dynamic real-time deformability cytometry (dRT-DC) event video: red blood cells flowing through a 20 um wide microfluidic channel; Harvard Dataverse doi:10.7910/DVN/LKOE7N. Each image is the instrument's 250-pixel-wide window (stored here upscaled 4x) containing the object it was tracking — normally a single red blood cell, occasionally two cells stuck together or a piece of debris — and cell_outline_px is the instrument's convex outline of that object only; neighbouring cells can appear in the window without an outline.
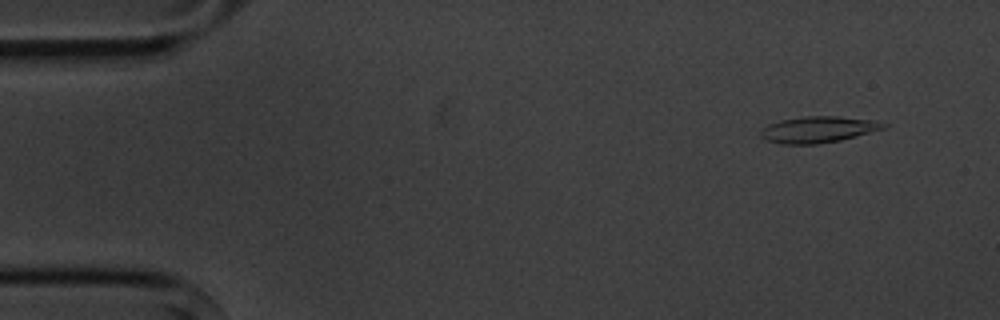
{"species": "common noctule bat (a hibernating species)", "species_latin": "Nyctalus noctula", "temperature_condition": "cold", "stored_images_in_passage": 5, "camera_frame_rate_fps": 3000, "um_per_image_px": 0.085, "animal": {"sex": "male", "body_mass_g": 20.1, "forearm_length_mm": 53.5}, "frame": {"image": 1, "passage_image": 1, "time_ms": 0.0, "image_size_px": [1000, 320], "cell_outline_px": [[888, 128], [840, 140], [816, 144], [784, 144], [768, 140], [760, 136], [760, 128], [768, 124], [780, 120], [804, 116], [836, 116], [876, 120], [888, 124]], "centroid_in_image_um": [69.57, 11.0], "position_along_channel_um": 15.4, "area_um2": 18.96}}
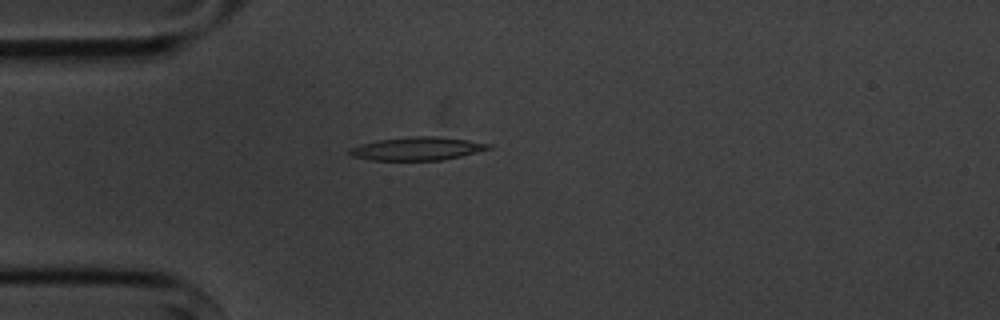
{"frame": {"image": 2, "passage_image": 4, "time_ms": 3.333, "image_size_px": [1000, 320], "cell_outline_px": [[492, 148], [460, 156], [440, 160], [372, 160], [352, 156], [348, 152], [348, 148], [360, 144], [380, 140], [412, 136], [436, 136], [468, 140], [492, 144]], "centroid_in_image_um": [35.45, 12.63], "position_along_channel_um": 49.5, "area_um2": 18.67}}